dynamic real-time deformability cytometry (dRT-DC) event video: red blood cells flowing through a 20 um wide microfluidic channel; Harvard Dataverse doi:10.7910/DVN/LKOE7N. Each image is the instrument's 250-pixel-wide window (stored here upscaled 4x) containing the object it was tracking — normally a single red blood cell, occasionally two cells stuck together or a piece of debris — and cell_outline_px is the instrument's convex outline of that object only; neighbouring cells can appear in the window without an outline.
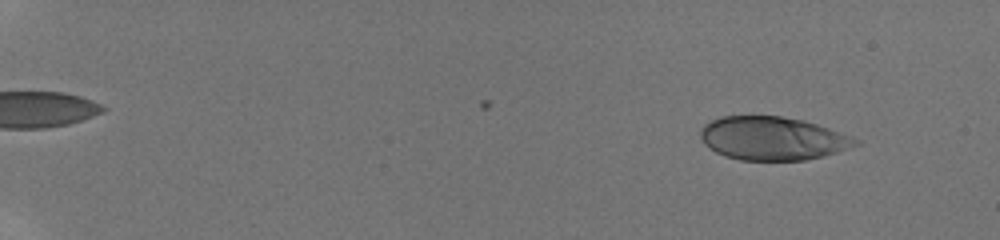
{"species": "human", "species_latin": "Homo sapiens", "temperature_condition": "room temperature", "stored_images_in_passage": 55, "camera_frame_rate_fps": 3000, "um_per_image_px": 0.085, "donor": {"sex": "male"}, "frame": {"image": 1, "passage_image": 6, "time_ms": 1.667, "image_size_px": [1000, 240], "cell_outline_px": [[860, 144], [836, 152], [804, 160], [740, 160], [724, 156], [708, 148], [704, 144], [700, 136], [700, 128], [704, 124], [720, 116], [780, 116], [804, 120], [852, 136], [860, 140]], "centroid_in_image_um": [65.63, 11.76], "position_along_channel_um": 19.4, "area_um2": 39.19}}
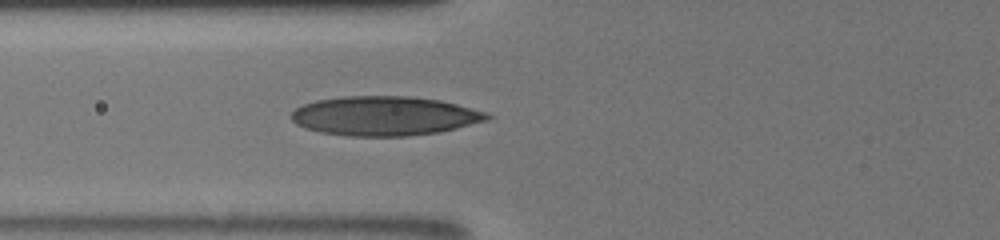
{"frame": {"image": 2, "passage_image": 25, "time_ms": 8.0, "image_size_px": [1000, 240], "cell_outline_px": [[496, 116], [488, 120], [440, 132], [408, 136], [348, 136], [320, 132], [304, 128], [296, 124], [288, 116], [296, 108], [304, 104], [316, 100], [344, 96], [408, 96], [440, 100], [488, 112]], "centroid_in_image_um": [32.69, 9.85], "position_along_channel_um": 93.1, "area_um2": 45.14}}
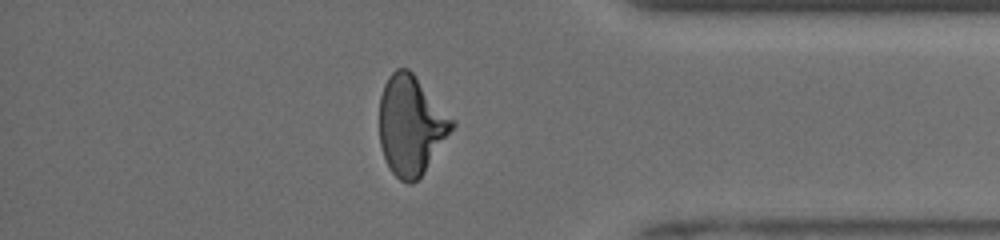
{"frame": {"image": 3, "passage_image": 49, "time_ms": 16.0, "image_size_px": [1000, 240], "cell_outline_px": [[456, 124], [424, 172], [412, 184], [408, 184], [400, 180], [392, 172], [384, 156], [380, 144], [380, 96], [384, 84], [388, 76], [396, 68], [408, 68], [412, 72], [456, 120]], "centroid_in_image_um": [34.95, 10.63], "position_along_channel_um": 400.3, "area_um2": 41.96}, "authors_computed_cell_mechanics": {"area_um2": 41.038, "velocity_mm_per_s": 3.9866, "shape_relaxation_time_tau1_ms": 5.4173, "shape_relaxation_time_tau2_ms": 1.0751, "deformation_change_tau1": 0.1964, "deformation_change_tau2": 0.0797}}